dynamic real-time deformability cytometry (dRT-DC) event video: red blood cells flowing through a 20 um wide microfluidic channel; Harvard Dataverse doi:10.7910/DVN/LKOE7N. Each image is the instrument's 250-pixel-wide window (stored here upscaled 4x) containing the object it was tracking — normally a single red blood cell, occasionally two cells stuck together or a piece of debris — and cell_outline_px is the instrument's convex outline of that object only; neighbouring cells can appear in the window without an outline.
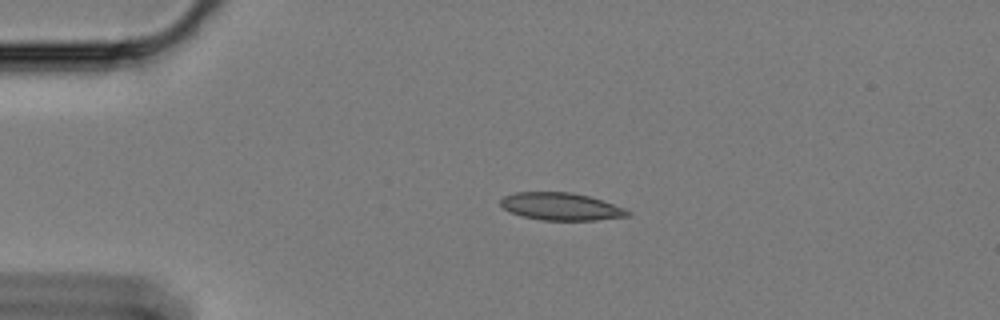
{"species": "Egyptian fruit bat (a non-hibernating species)", "species_latin": "Rousettus aegyptiacus", "temperature_condition": "cold", "stored_images_in_passage": 17, "camera_frame_rate_fps": 3000, "um_per_image_px": 0.085, "animal": {"sex": "female"}, "frame": {"image": 1, "passage_image": 1, "time_ms": 0.0, "image_size_px": [1000, 320], "cell_outline_px": [[632, 212], [628, 216], [596, 220], [540, 220], [524, 216], [512, 212], [504, 208], [500, 204], [500, 200], [504, 196], [516, 192], [572, 192], [604, 200], [624, 208]], "centroid_in_image_um": [47.71, 17.55], "position_along_channel_um": 37.3, "area_um2": 20.29}}
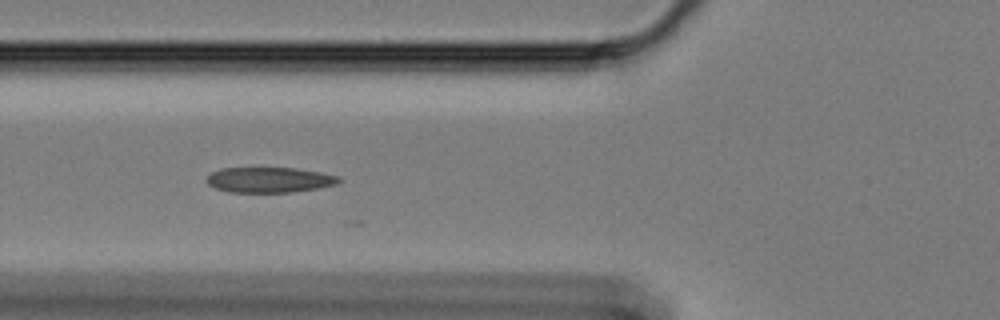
{"frame": {"image": 2, "passage_image": 10, "time_ms": 3.0, "image_size_px": [1000, 320], "cell_outline_px": [[340, 180], [336, 184], [316, 188], [292, 192], [228, 192], [216, 188], [208, 184], [204, 180], [212, 172], [220, 168], [296, 168], [320, 172], [340, 176]], "centroid_in_image_um": [22.86, 15.28], "position_along_channel_um": 102.9, "area_um2": 19.48}}
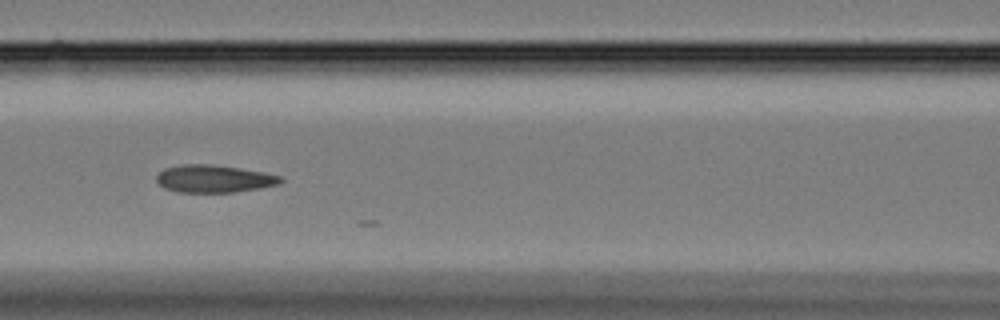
{"frame": {"image": 3, "passage_image": 14, "time_ms": 4.333, "image_size_px": [1000, 320], "cell_outline_px": [[284, 180], [280, 184], [260, 188], [236, 192], [180, 192], [164, 188], [156, 180], [156, 176], [164, 168], [184, 164], [212, 164], [240, 168], [264, 172], [280, 176]], "centroid_in_image_um": [18.2, 15.19], "position_along_channel_um": 148.4, "area_um2": 19.94}}